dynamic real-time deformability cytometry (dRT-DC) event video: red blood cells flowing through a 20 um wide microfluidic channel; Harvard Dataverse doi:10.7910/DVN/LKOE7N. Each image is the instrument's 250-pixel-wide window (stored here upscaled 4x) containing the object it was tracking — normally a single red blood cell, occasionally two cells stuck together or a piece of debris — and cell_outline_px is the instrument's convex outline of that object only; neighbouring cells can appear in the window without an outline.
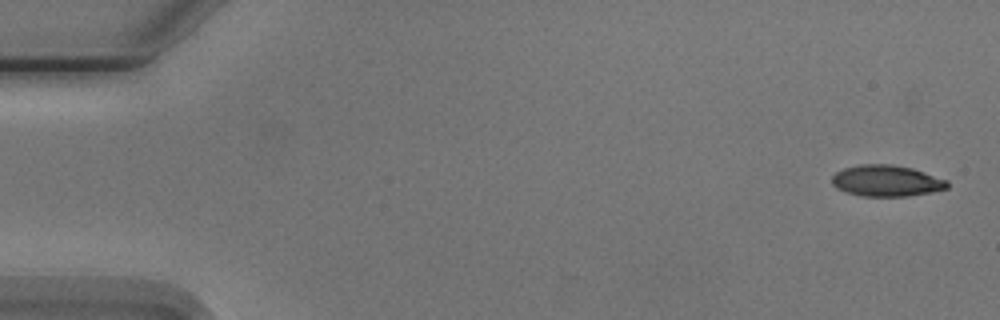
{"species": "Egyptian fruit bat (a non-hibernating species)", "species_latin": "Rousettus aegyptiacus", "temperature_condition": "cold", "stored_images_in_passage": 5, "segment_of_instrument_passage": [1, 2], "camera_frame_rate_fps": 3000, "um_per_image_px": 0.085, "animal": {"sex": "male"}, "frame": {"image": 1, "passage_image": 1, "time_ms": 0.0, "image_size_px": [1000, 320], "cell_outline_px": [[948, 188], [932, 192], [908, 196], [860, 196], [836, 188], [832, 184], [832, 176], [836, 172], [844, 168], [860, 164], [892, 164], [912, 168], [948, 180]], "centroid_in_image_um": [75.35, 15.36], "position_along_channel_um": 9.6, "area_um2": 21.04}}
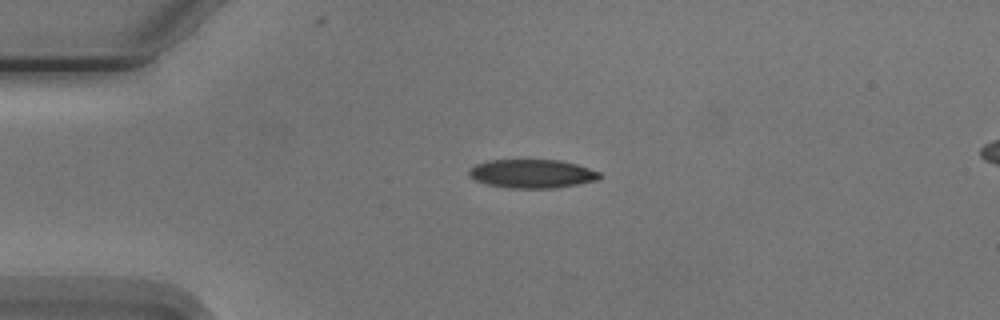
{"frame": {"image": 2, "passage_image": 4, "time_ms": 3.667, "image_size_px": [1000, 320], "cell_outline_px": [[600, 180], [580, 184], [552, 188], [508, 188], [488, 184], [476, 180], [468, 176], [468, 168], [476, 164], [488, 160], [560, 160], [576, 164], [600, 172]], "centroid_in_image_um": [45.22, 14.76], "position_along_channel_um": 39.8, "area_um2": 21.91}}